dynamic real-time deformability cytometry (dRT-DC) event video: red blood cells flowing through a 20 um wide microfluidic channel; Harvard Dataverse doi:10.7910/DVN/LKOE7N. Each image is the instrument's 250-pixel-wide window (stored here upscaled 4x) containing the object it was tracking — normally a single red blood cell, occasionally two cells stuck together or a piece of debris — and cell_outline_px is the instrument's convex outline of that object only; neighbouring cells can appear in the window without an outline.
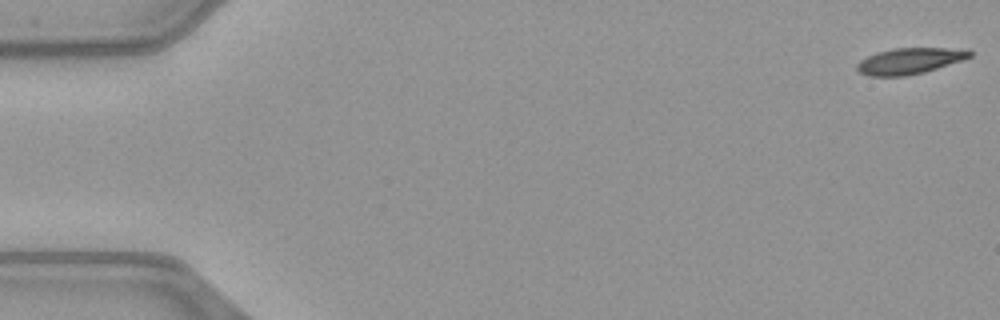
{"species": "common noctule bat (a hibernating species)", "species_latin": "Nyctalus noctula", "temperature_condition": "warm", "stored_images_in_passage": 51, "camera_frame_rate_fps": 3000, "um_per_image_px": 0.085, "animal": {"sex": "female", "body_mass_g": 21.9}, "frame": {"image": 1, "passage_image": 1, "time_ms": 0.0, "image_size_px": [1000, 320], "cell_outline_px": [[972, 56], [920, 72], [896, 76], [876, 76], [860, 72], [856, 68], [864, 60], [880, 52], [900, 48], [940, 48], [972, 52]], "centroid_in_image_um": [77.3, 5.18], "position_along_channel_um": 7.7, "area_um2": 15.61}}
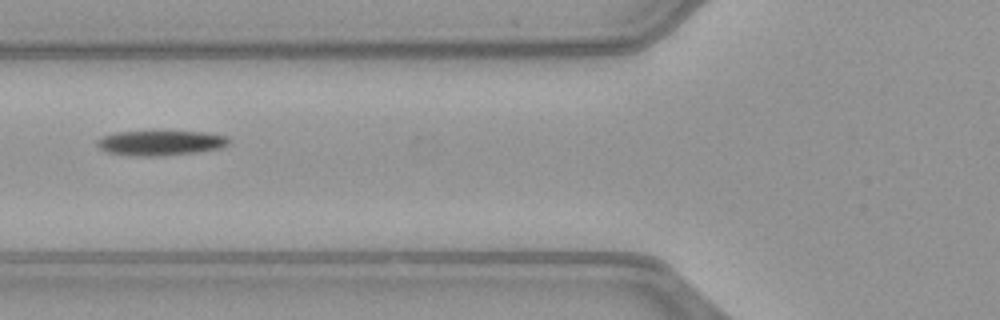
{"frame": {"image": 2, "passage_image": 20, "time_ms": 6.333, "image_size_px": [1000, 320], "cell_outline_px": [[224, 144], [212, 148], [184, 152], [116, 152], [104, 148], [100, 144], [100, 140], [108, 136], [128, 132], [192, 132], [220, 136], [224, 140]], "centroid_in_image_um": [13.65, 12.07], "position_along_channel_um": 112.2, "area_um2": 15.43}}
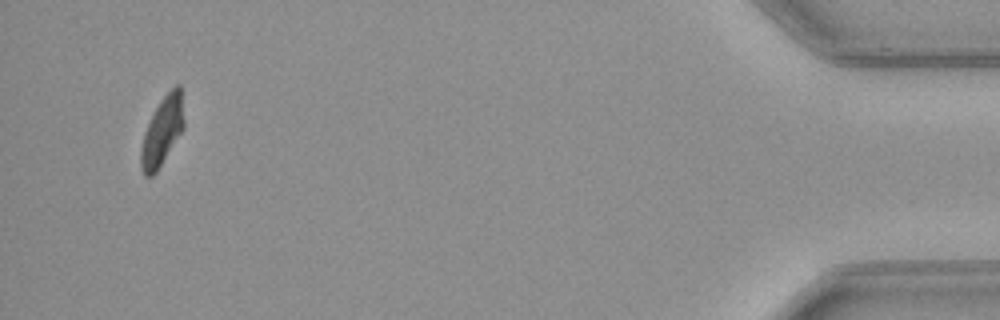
{"frame": {"image": 3, "passage_image": 49, "time_ms": 16.0, "image_size_px": [1000, 320], "cell_outline_px": [[184, 124], [180, 132], [160, 164], [152, 176], [148, 176], [144, 172], [140, 160], [140, 156], [144, 136], [148, 124], [156, 108], [164, 96], [176, 84], [180, 84]], "centroid_in_image_um": [13.79, 11.09], "position_along_channel_um": 421.4, "area_um2": 16.01}}